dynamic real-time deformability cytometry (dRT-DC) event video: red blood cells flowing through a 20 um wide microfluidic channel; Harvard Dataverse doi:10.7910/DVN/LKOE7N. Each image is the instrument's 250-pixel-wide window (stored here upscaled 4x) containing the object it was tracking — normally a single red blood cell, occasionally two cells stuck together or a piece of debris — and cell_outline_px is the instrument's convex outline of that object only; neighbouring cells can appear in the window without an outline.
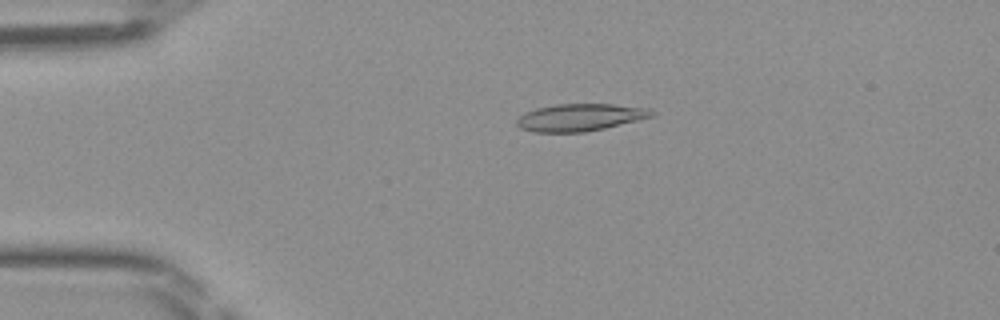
{"species": "Egyptian fruit bat (a non-hibernating species)", "species_latin": "Rousettus aegyptiacus", "temperature_condition": "room temperature", "stored_images_in_passage": 47, "camera_frame_rate_fps": 3000, "um_per_image_px": 0.085, "frame": {"image": 1, "passage_image": 10, "time_ms": 3.0, "image_size_px": [1000, 320], "cell_outline_px": [[656, 116], [604, 128], [584, 132], [532, 132], [520, 128], [516, 124], [516, 120], [524, 112], [536, 108], [556, 104], [612, 104], [652, 108], [656, 112]], "centroid_in_image_um": [49.34, 9.97], "position_along_channel_um": 35.7, "area_um2": 21.68}}
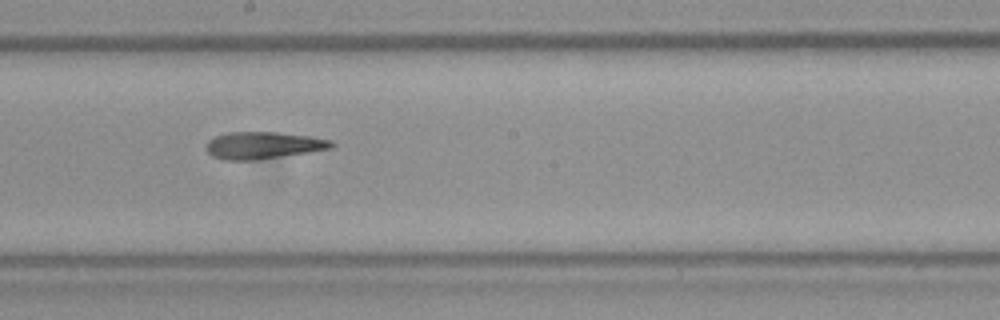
{"frame": {"image": 2, "passage_image": 26, "time_ms": 8.333, "image_size_px": [1000, 320], "cell_outline_px": [[336, 144], [332, 148], [308, 152], [256, 160], [224, 160], [212, 156], [204, 148], [204, 144], [208, 140], [216, 136], [228, 132], [276, 132], [312, 136], [332, 140]], "centroid_in_image_um": [22.36, 12.35], "position_along_channel_um": 225.8, "area_um2": 19.94}}
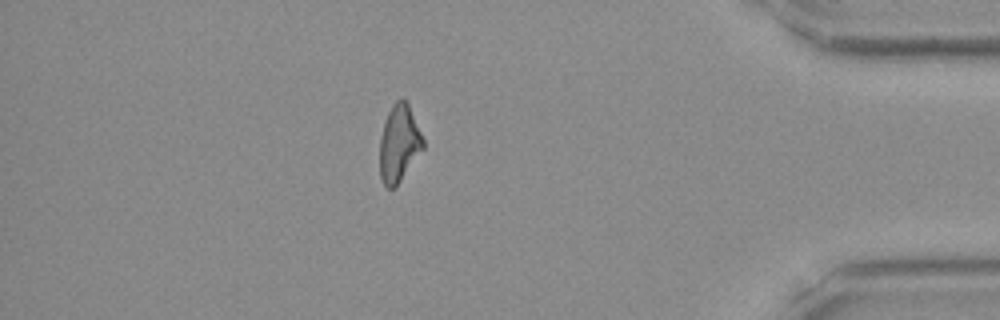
{"frame": {"image": 3, "passage_image": 41, "time_ms": 13.333, "image_size_px": [1000, 320], "cell_outline_px": [[424, 148], [396, 188], [388, 188], [384, 184], [380, 176], [380, 136], [388, 112], [392, 104], [400, 96], [404, 96], [408, 104], [424, 140]], "centroid_in_image_um": [33.92, 12.19], "position_along_channel_um": 401.3, "area_um2": 19.59}}